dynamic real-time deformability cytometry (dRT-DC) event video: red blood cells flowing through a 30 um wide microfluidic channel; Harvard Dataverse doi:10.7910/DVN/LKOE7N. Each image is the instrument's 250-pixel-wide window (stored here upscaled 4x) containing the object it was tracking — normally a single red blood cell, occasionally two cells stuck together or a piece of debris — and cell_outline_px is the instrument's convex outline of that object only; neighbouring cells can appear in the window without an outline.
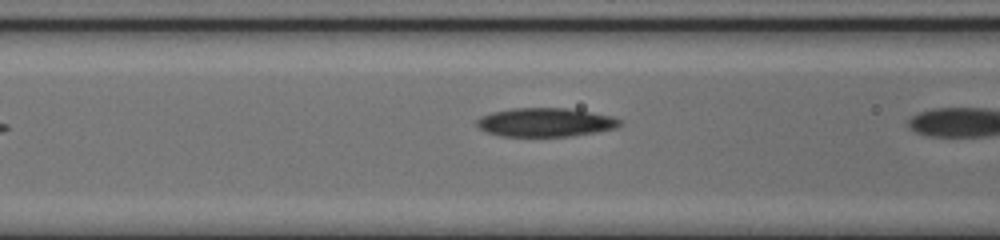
{"species": "common noctule bat (a hibernating species)", "species_latin": "Nyctalus noctula", "temperature_condition": "cold", "stored_images_in_passage": 7, "camera_frame_rate_fps": 3000, "um_per_image_px": 0.085, "animal": {"sex": "female", "body_mass_g": 17.0, "forearm_length_mm": 48.0}, "frame": {"image": 1, "passage_image": 6, "time_ms": 1.667, "image_size_px": [1000, 240], "cell_outline_px": [[620, 124], [616, 128], [596, 132], [572, 136], [500, 136], [488, 132], [480, 128], [476, 124], [476, 120], [492, 112], [512, 108], [568, 108], [612, 116], [620, 120]], "centroid_in_image_um": [46.36, 10.4], "position_along_channel_um": 120.2, "area_um2": 23.76}}